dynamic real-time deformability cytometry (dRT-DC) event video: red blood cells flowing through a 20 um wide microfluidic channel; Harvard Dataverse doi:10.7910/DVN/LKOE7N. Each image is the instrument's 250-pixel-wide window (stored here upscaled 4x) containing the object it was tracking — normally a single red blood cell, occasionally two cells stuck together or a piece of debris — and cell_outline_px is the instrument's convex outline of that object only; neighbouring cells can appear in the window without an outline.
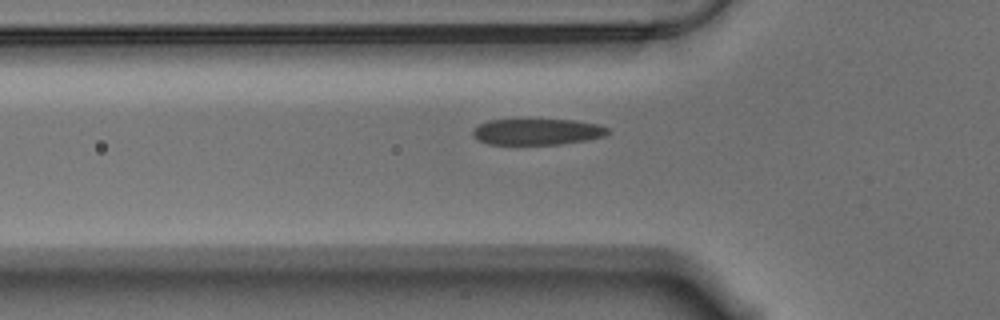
{"species": "Egyptian fruit bat (a non-hibernating species)", "species_latin": "Rousettus aegyptiacus", "temperature_condition": "warm", "stored_images_in_passage": 7, "camera_frame_rate_fps": 3000, "um_per_image_px": 0.085, "animal": {"sex": "male"}, "frame": {"image": 1, "passage_image": 3, "time_ms": 0.667, "image_size_px": [1000, 320], "cell_outline_px": [[608, 132], [604, 136], [588, 140], [560, 144], [488, 144], [472, 136], [472, 128], [488, 120], [576, 120], [600, 124], [608, 128]], "centroid_in_image_um": [45.67, 11.2], "position_along_channel_um": 80.1, "area_um2": 20.58}}
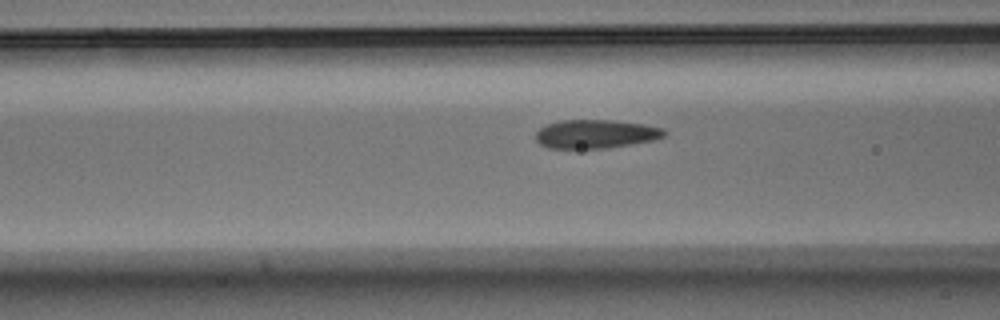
{"frame": {"image": 2, "passage_image": 6, "time_ms": 1.667, "image_size_px": [1000, 320], "cell_outline_px": [[668, 132], [664, 136], [656, 140], [608, 148], [548, 148], [540, 144], [536, 140], [536, 132], [544, 124], [560, 120], [612, 120], [644, 124], [664, 128]], "centroid_in_image_um": [50.65, 11.38], "position_along_channel_um": 115.9, "area_um2": 21.73}}